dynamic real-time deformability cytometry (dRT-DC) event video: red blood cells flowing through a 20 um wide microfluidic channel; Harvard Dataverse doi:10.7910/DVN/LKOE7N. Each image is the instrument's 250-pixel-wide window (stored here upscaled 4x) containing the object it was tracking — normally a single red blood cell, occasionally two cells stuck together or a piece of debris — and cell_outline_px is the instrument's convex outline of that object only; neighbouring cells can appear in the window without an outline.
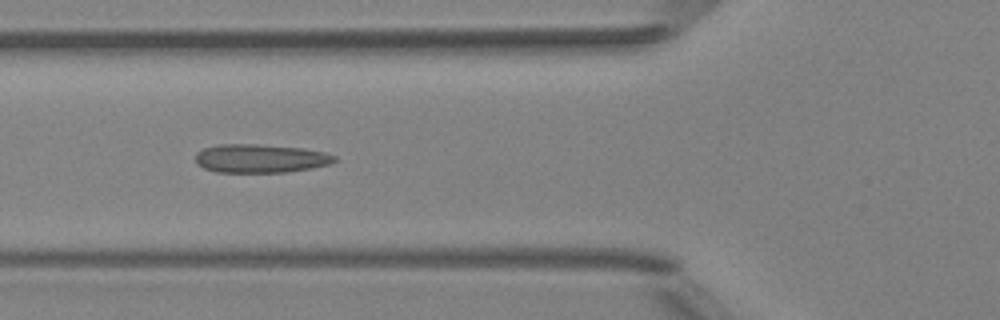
{"species": "Egyptian fruit bat (a non-hibernating species)", "species_latin": "Rousettus aegyptiacus", "temperature_condition": "room temperature", "stored_images_in_passage": 8, "camera_frame_rate_fps": 3000, "um_per_image_px": 0.085, "animal": {"sex": "female"}, "frame": {"image": 1, "passage_image": 6, "time_ms": 1.667, "image_size_px": [1000, 320], "cell_outline_px": [[336, 160], [332, 164], [312, 168], [288, 172], [216, 172], [204, 168], [196, 164], [196, 152], [204, 148], [220, 144], [260, 144], [304, 148], [324, 152], [336, 156]], "centroid_in_image_um": [22.15, 13.46], "position_along_channel_um": 103.7, "area_um2": 23.35}}
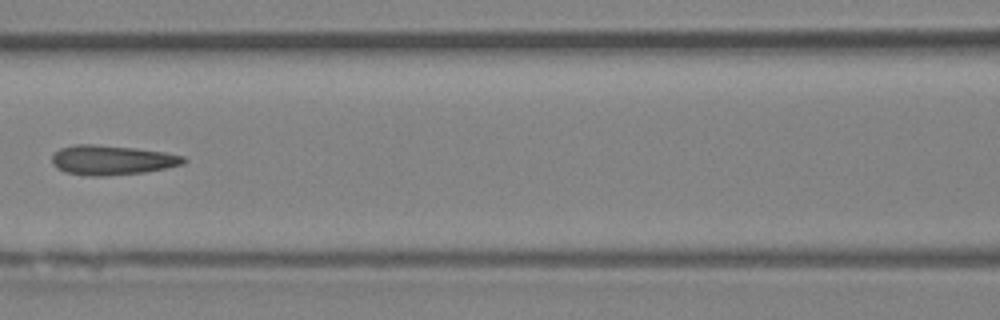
{"frame": {"image": 2, "passage_image": 7, "time_ms": 2.0, "image_size_px": [1000, 320], "cell_outline_px": [[188, 160], [184, 164], [144, 172], [104, 176], [88, 176], [64, 172], [56, 168], [52, 164], [52, 156], [60, 148], [76, 144], [92, 144], [132, 148], [164, 152], [184, 156]], "centroid_in_image_um": [9.49, 13.61], "position_along_channel_um": 157.1, "area_um2": 22.66}}
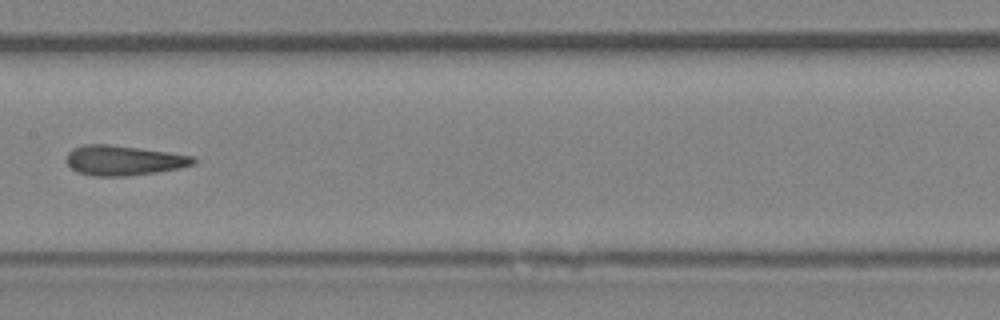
{"frame": {"image": 3, "passage_image": 8, "time_ms": 2.333, "image_size_px": [1000, 320], "cell_outline_px": [[196, 164], [180, 168], [156, 172], [124, 176], [92, 176], [76, 172], [68, 164], [68, 152], [72, 148], [84, 144], [112, 144], [196, 156]], "centroid_in_image_um": [10.53, 13.63], "position_along_channel_um": 196.9, "area_um2": 22.25}}